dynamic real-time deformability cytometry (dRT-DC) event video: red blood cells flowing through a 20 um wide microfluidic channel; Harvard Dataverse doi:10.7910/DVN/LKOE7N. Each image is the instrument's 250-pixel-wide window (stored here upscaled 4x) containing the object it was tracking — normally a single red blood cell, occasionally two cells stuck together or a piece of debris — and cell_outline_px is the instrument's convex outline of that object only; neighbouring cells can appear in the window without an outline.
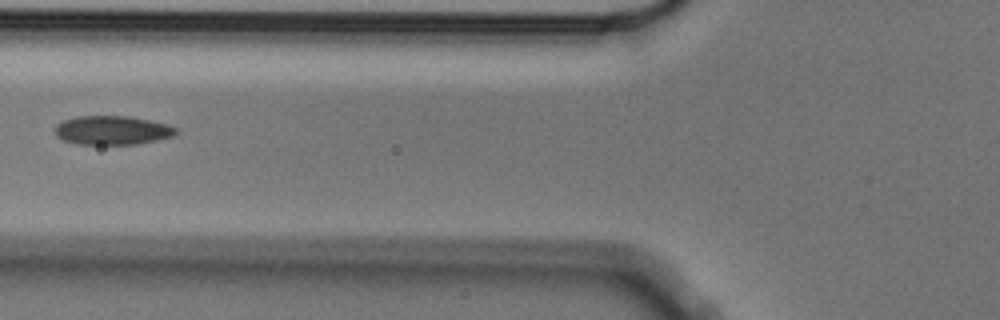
{"species": "Egyptian fruit bat (a non-hibernating species)", "species_latin": "Rousettus aegyptiacus", "temperature_condition": "cold", "stored_images_in_passage": 6, "camera_frame_rate_fps": 3000, "um_per_image_px": 0.085, "animal": {"sex": "male"}, "frame": {"image": 1, "passage_image": 6, "time_ms": 1.667, "image_size_px": [1000, 320], "cell_outline_px": [[176, 132], [172, 136], [156, 140], [136, 144], [76, 144], [64, 140], [56, 136], [56, 124], [64, 120], [76, 116], [128, 116], [168, 124], [176, 128]], "centroid_in_image_um": [9.52, 11.07], "position_along_channel_um": 116.3, "area_um2": 20.23}}